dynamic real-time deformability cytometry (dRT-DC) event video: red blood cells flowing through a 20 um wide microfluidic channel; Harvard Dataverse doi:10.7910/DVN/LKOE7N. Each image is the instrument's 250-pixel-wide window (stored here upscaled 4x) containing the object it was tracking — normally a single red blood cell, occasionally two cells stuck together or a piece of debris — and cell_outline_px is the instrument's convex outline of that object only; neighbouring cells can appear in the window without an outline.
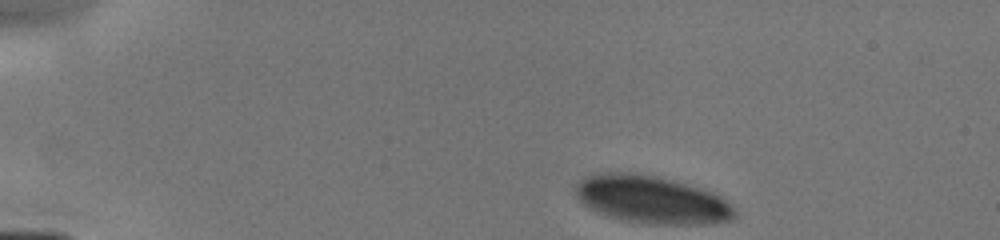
{"species": "human", "species_latin": "Homo sapiens", "temperature_condition": "cold", "stored_images_in_passage": 18, "camera_frame_rate_fps": 3000, "um_per_image_px": 0.085, "donor": {"sex": "male"}, "frame": {"image": 1, "passage_image": 1, "time_ms": 0.0, "image_size_px": [1000, 240], "cell_outline_px": [[736, 216], [732, 220], [704, 224], [652, 224], [620, 220], [596, 212], [588, 208], [576, 196], [572, 188], [584, 176], [596, 172], [632, 172], [656, 176], [688, 184], [700, 188], [720, 196], [728, 200], [732, 204], [736, 212]], "centroid_in_image_um": [55.35, 16.96], "position_along_channel_um": 29.7, "area_um2": 44.8}}
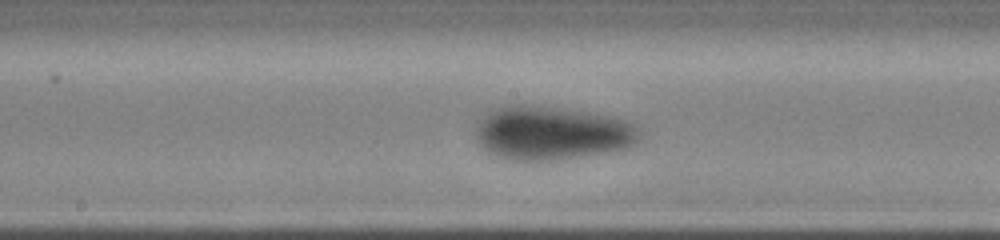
{"frame": {"image": 2, "passage_image": 14, "time_ms": 6.0, "image_size_px": [1000, 240], "cell_outline_px": [[640, 136], [636, 144], [628, 148], [608, 152], [556, 160], [508, 160], [496, 156], [488, 152], [480, 144], [476, 136], [476, 120], [488, 112], [508, 104], [524, 104], [584, 112], [612, 116], [628, 120], [636, 124], [640, 128]], "centroid_in_image_um": [46.91, 11.31], "position_along_channel_um": 201.3, "area_um2": 51.56}}
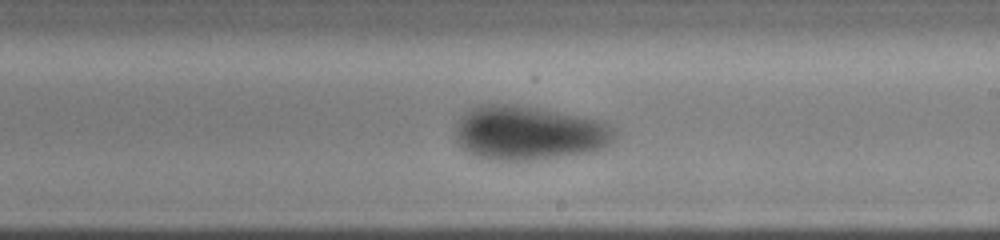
{"frame": {"image": 3, "passage_image": 17, "time_ms": 7.0, "image_size_px": [1000, 240], "cell_outline_px": [[616, 136], [612, 144], [604, 148], [592, 152], [532, 160], [500, 160], [476, 156], [468, 152], [456, 140], [456, 124], [460, 116], [464, 112], [476, 104], [508, 104], [540, 108], [600, 120], [616, 128]], "centroid_in_image_um": [44.98, 11.29], "position_along_channel_um": 244.0, "area_um2": 50.63}}